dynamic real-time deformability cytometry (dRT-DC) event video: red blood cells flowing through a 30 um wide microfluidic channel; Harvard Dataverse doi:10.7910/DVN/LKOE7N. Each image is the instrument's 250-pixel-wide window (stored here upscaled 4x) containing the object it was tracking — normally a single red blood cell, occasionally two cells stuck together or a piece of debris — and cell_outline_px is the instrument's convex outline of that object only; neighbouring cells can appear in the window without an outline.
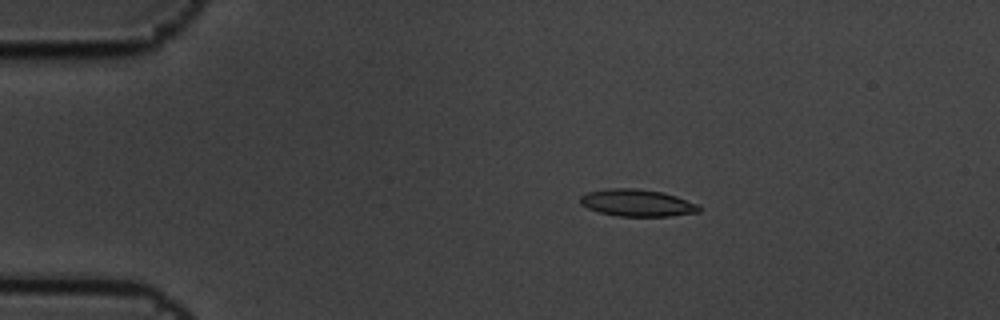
{"species": "common noctule bat (a hibernating species)", "species_latin": "Nyctalus noctula", "temperature_condition": "cold", "stored_images_in_passage": 7, "camera_frame_rate_fps": 3000, "um_per_image_px": 0.085, "animal": {"sex": "male", "body_mass_g": 19.5, "forearm_length_mm": 54.6}, "frame": {"image": 1, "passage_image": 3, "time_ms": 0.667, "image_size_px": [1000, 320], "cell_outline_px": [[700, 212], [672, 216], [616, 216], [600, 212], [588, 208], [580, 204], [580, 196], [588, 192], [604, 188], [636, 188], [664, 192], [676, 196], [696, 204], [700, 208]], "centroid_in_image_um": [54.13, 17.24], "position_along_channel_um": 30.9, "area_um2": 18.79}}
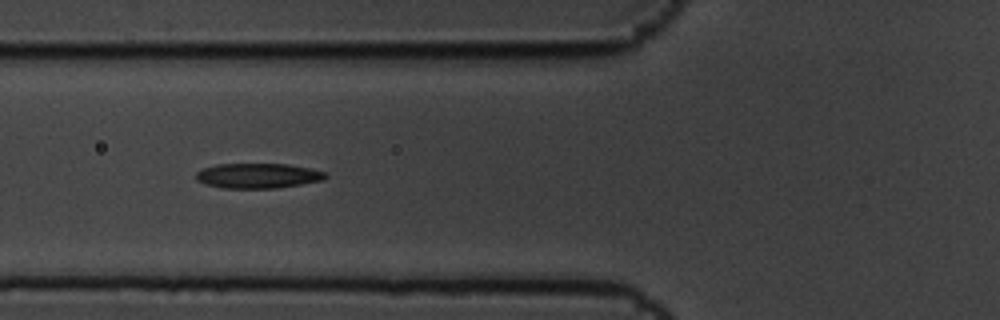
{"frame": {"image": 2, "passage_image": 6, "time_ms": 1.667, "image_size_px": [1000, 320], "cell_outline_px": [[328, 176], [324, 180], [276, 188], [224, 188], [204, 184], [196, 180], [196, 172], [204, 168], [216, 164], [288, 164], [328, 172]], "centroid_in_image_um": [21.93, 14.94], "position_along_channel_um": 103.9, "area_um2": 18.9}}
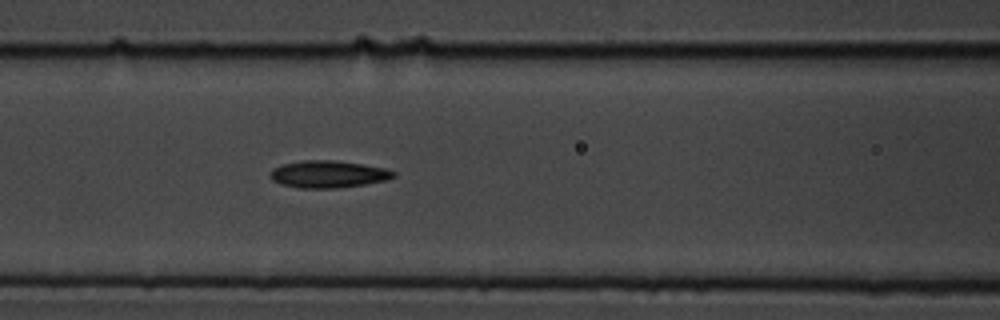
{"frame": {"image": 3, "passage_image": 7, "time_ms": 2.0, "image_size_px": [1000, 320], "cell_outline_px": [[396, 176], [384, 180], [364, 184], [336, 188], [300, 188], [280, 184], [272, 180], [268, 176], [272, 168], [284, 164], [304, 160], [336, 160], [388, 168], [396, 172]], "centroid_in_image_um": [27.88, 14.8], "position_along_channel_um": 138.7, "area_um2": 19.59}}